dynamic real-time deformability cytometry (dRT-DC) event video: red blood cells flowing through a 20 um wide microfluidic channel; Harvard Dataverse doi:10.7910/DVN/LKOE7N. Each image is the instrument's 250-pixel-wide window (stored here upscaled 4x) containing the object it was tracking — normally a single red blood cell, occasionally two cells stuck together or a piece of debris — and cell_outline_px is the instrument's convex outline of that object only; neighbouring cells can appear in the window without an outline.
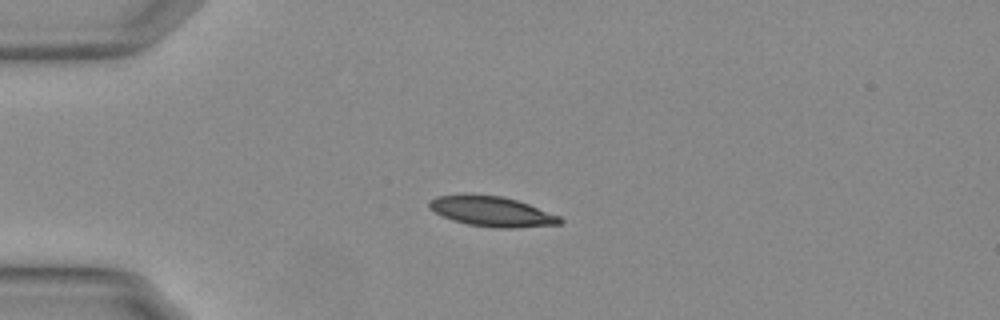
{"species": "Egyptian fruit bat (a non-hibernating species)", "species_latin": "Rousettus aegyptiacus", "temperature_condition": "warm", "stored_images_in_passage": 42, "camera_frame_rate_fps": 3000, "um_per_image_px": 0.085, "animal": {"sex": "female"}, "frame": {"image": 1, "passage_image": 1, "time_ms": 0.0, "image_size_px": [1000, 320], "cell_outline_px": [[564, 220], [560, 224], [516, 228], [496, 228], [468, 224], [452, 220], [428, 208], [428, 204], [436, 196], [464, 192], [500, 196], [516, 200], [528, 204], [560, 216]], "centroid_in_image_um": [41.78, 17.95], "position_along_channel_um": 43.2, "area_um2": 23.18}}
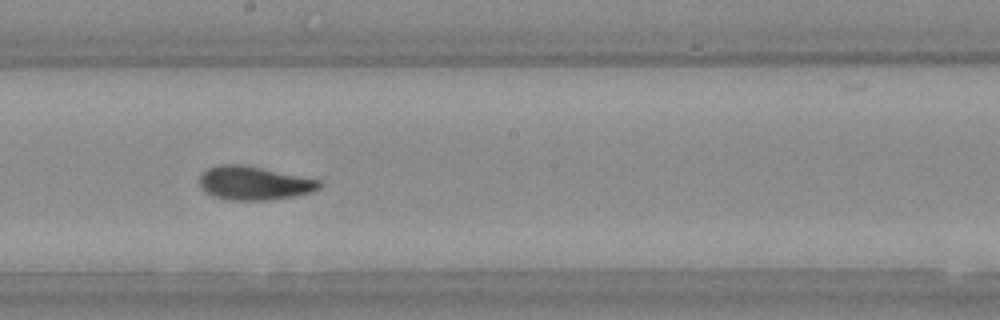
{"frame": {"image": 2, "passage_image": 18, "time_ms": 5.667, "image_size_px": [1000, 320], "cell_outline_px": [[324, 184], [320, 188], [312, 192], [296, 196], [272, 200], [224, 200], [212, 196], [204, 192], [200, 188], [200, 176], [208, 168], [220, 164], [244, 164], [320, 180]], "centroid_in_image_um": [21.6, 15.58], "position_along_channel_um": 226.6, "area_um2": 23.87}}
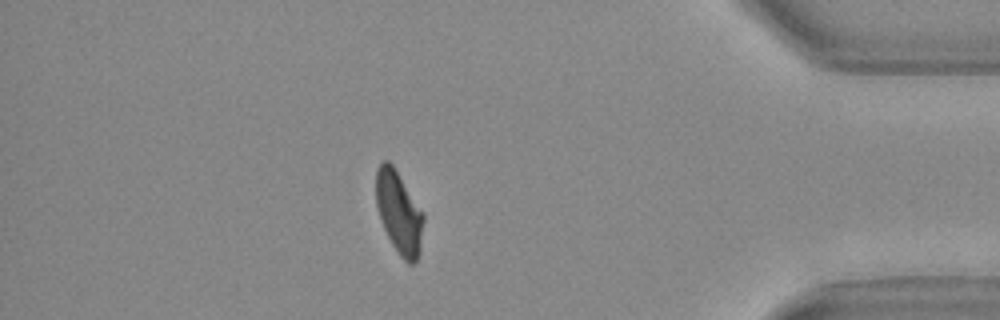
{"frame": {"image": 3, "passage_image": 35, "time_ms": 11.333, "image_size_px": [1000, 320], "cell_outline_px": [[424, 220], [420, 252], [416, 260], [412, 264], [408, 264], [400, 256], [392, 244], [384, 228], [376, 204], [376, 168], [384, 160], [388, 160], [392, 164], [424, 212]], "centroid_in_image_um": [33.93, 18.06], "position_along_channel_um": 401.3, "area_um2": 22.77}, "authors_computed_cell_mechanics": {"area_um2": 23.1778, "velocity_mm_per_s": 3.7428, "shape_relaxation_time_tau1_ms": 4.6574, "shape_relaxation_time_tau2_ms": 1.2867, "deformation_change_tau1": 0.1675, "deformation_change_tau2": 0.0669}}